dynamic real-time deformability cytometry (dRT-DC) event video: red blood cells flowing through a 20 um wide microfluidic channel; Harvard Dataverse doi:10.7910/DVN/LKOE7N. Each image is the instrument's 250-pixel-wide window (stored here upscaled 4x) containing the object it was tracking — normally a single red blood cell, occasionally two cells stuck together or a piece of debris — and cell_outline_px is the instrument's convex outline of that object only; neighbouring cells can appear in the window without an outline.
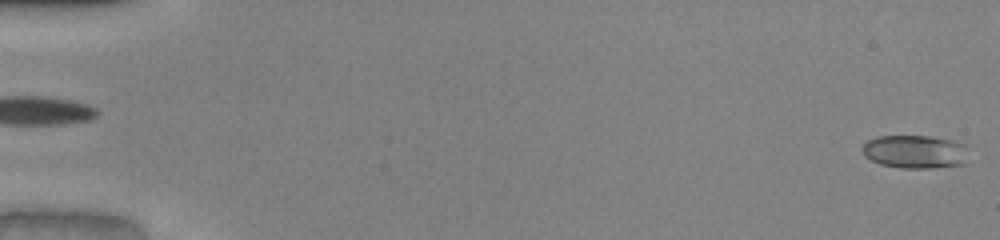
{"species": "common noctule bat (a hibernating species)", "species_latin": "Nyctalus noctula", "temperature_condition": "warm", "stored_images_in_passage": 51, "camera_frame_rate_fps": 3000, "um_per_image_px": 0.085, "animal": {"sex": "male", "body_mass_g": 20.0, "forearm_length_mm": 53.3}, "frame": {"image": 1, "passage_image": 1, "time_ms": 0.0, "image_size_px": [1000, 240], "cell_outline_px": [[968, 144], [964, 164], [928, 168], [900, 168], [880, 164], [864, 156], [860, 148], [868, 140], [876, 136], [928, 136], [952, 140]], "centroid_in_image_um": [77.76, 12.89], "position_along_channel_um": 7.2, "area_um2": 20.75}}
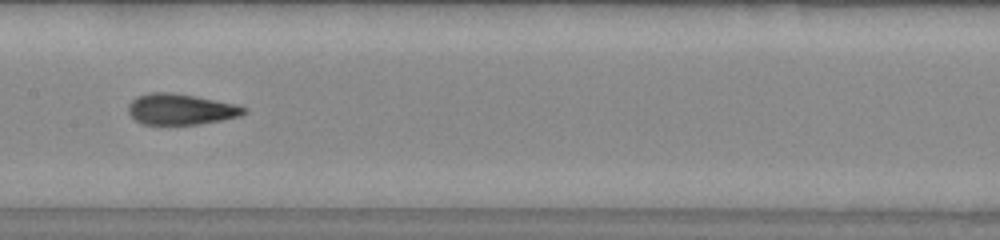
{"frame": {"image": 2, "passage_image": 27, "time_ms": 8.667, "image_size_px": [1000, 240], "cell_outline_px": [[248, 112], [240, 116], [200, 124], [144, 124], [136, 120], [128, 112], [128, 104], [136, 96], [152, 92], [172, 92], [196, 96], [236, 104], [248, 108]], "centroid_in_image_um": [15.38, 9.27], "position_along_channel_um": 192.0, "area_um2": 20.87}}
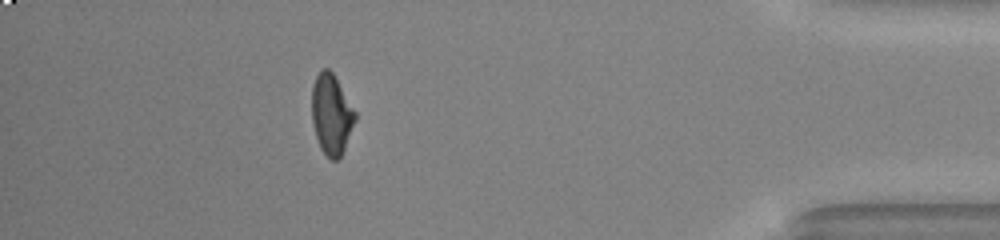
{"frame": {"image": 3, "passage_image": 46, "time_ms": 15.0, "image_size_px": [1000, 240], "cell_outline_px": [[356, 120], [344, 148], [340, 156], [336, 160], [332, 160], [320, 148], [312, 124], [312, 84], [316, 76], [324, 68], [328, 68], [332, 72], [356, 112]], "centroid_in_image_um": [28.16, 9.71], "position_along_channel_um": 407.0, "area_um2": 20.0}, "authors_computed_cell_mechanics": {"area_um2": 20.2878, "velocity_mm_per_s": 4.1137, "shape_relaxation_time_tau1_ms": null, "shape_relaxation_time_tau2_ms": 1.3653, "deformation_change_tau1": null, "deformation_change_tau2": 0.0671}}